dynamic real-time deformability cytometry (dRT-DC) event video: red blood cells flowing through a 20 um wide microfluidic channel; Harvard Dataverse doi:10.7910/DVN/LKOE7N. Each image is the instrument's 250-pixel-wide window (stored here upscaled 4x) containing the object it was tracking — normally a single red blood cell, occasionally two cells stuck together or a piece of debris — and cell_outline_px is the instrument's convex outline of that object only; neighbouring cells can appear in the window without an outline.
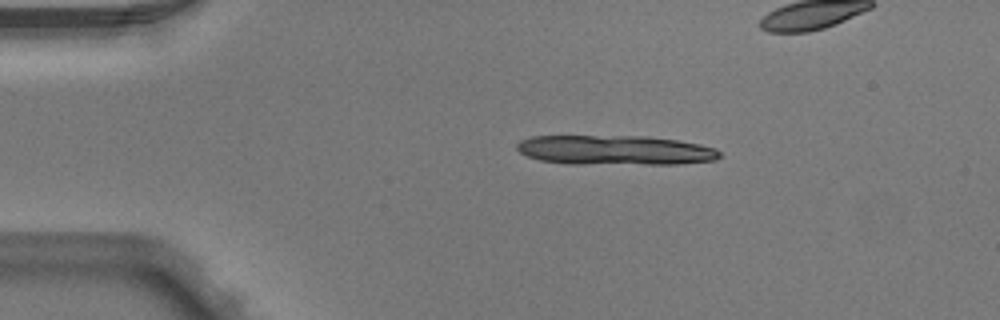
{"species": "Egyptian fruit bat (a non-hibernating species)", "species_latin": "Rousettus aegyptiacus", "temperature_condition": "warm", "stored_images_in_passage": 6, "segment_of_instrument_passage": [1, 2], "camera_frame_rate_fps": 3000, "um_per_image_px": 0.085, "animal": {"sex": "male"}, "frame": {"image": 1, "passage_image": 1, "time_ms": 0.0, "image_size_px": [1000, 320], "cell_outline_px": [[720, 156], [716, 160], [680, 164], [564, 164], [540, 160], [528, 156], [520, 152], [516, 148], [516, 144], [520, 140], [532, 136], [648, 136], [676, 140], [700, 144], [716, 148], [720, 152]], "centroid_in_image_um": [52.28, 12.77], "position_along_channel_um": 32.7, "area_um2": 35.37}}